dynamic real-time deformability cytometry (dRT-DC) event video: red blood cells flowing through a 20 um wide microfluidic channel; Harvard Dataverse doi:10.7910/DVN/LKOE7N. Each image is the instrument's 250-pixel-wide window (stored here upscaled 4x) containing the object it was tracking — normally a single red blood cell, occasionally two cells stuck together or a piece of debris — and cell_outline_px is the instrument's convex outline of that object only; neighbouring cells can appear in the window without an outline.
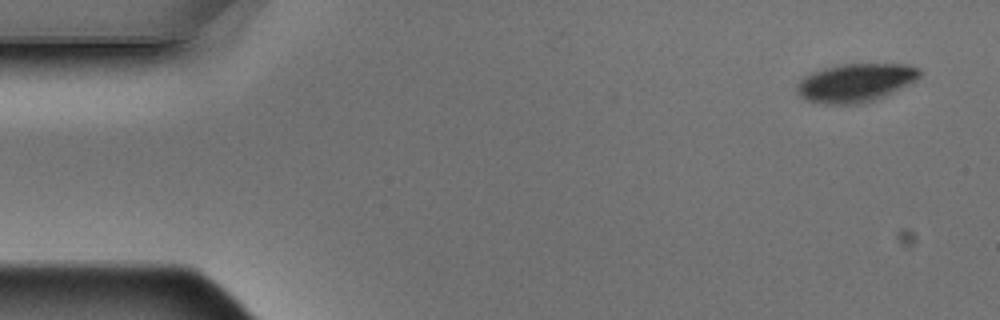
{"species": "Egyptian fruit bat (a non-hibernating species)", "species_latin": "Rousettus aegyptiacus", "temperature_condition": "warm", "stored_images_in_passage": 5, "segment_of_instrument_passage": [1, 2], "camera_frame_rate_fps": 3000, "um_per_image_px": 0.085, "animal": {"sex": "male"}, "frame": {"image": 1, "passage_image": 1, "time_ms": 0.0, "image_size_px": [1000, 320], "cell_outline_px": [[920, 76], [916, 80], [884, 96], [872, 100], [856, 104], [824, 104], [804, 100], [796, 92], [796, 84], [804, 76], [812, 72], [824, 68], [844, 64], [908, 64], [920, 68]], "centroid_in_image_um": [72.68, 7.03], "position_along_channel_um": 12.3, "area_um2": 27.4}}
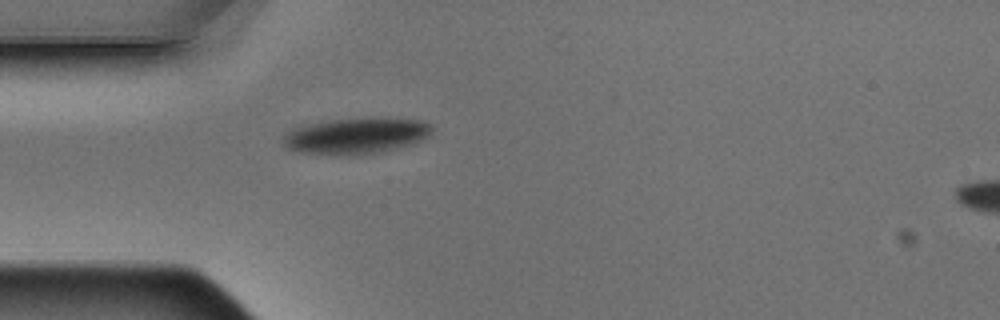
{"frame": {"image": 2, "passage_image": 4, "time_ms": 1.0, "image_size_px": [1000, 320], "cell_outline_px": [[432, 132], [424, 140], [416, 144], [384, 152], [340, 156], [300, 152], [288, 148], [284, 144], [284, 132], [292, 128], [308, 124], [332, 120], [372, 116], [380, 116], [420, 120], [428, 124], [432, 128]], "centroid_in_image_um": [30.32, 11.53], "position_along_channel_um": 54.7, "area_um2": 32.14}}